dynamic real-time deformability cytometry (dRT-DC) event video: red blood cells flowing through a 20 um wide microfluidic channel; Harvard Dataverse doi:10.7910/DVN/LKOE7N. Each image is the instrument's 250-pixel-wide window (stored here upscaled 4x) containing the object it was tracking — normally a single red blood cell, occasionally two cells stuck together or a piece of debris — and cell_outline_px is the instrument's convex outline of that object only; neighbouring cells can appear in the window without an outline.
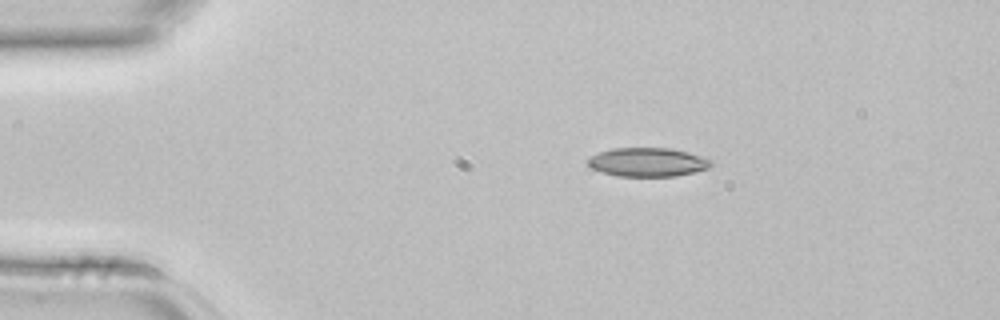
{"species": "common noctule bat (a hibernating species)", "species_latin": "Nyctalus noctula", "temperature_condition": "room temperature", "stored_images_in_passage": 1, "camera_frame_rate_fps": 3000, "um_per_image_px": 0.085, "animal": {"sex": "female", "body_mass_g": 22.7, "forearm_length_mm": 54.2}, "frame": {"image": 1, "passage_image": 1, "time_ms": 0.0, "image_size_px": [1000, 320], "cell_outline_px": [[712, 164], [708, 168], [676, 176], [616, 176], [592, 168], [588, 164], [588, 160], [592, 156], [600, 152], [612, 148], [672, 148], [688, 152], [712, 160]], "centroid_in_image_um": [55.06, 13.78], "position_along_channel_um": 29.9, "area_um2": 20.46}}